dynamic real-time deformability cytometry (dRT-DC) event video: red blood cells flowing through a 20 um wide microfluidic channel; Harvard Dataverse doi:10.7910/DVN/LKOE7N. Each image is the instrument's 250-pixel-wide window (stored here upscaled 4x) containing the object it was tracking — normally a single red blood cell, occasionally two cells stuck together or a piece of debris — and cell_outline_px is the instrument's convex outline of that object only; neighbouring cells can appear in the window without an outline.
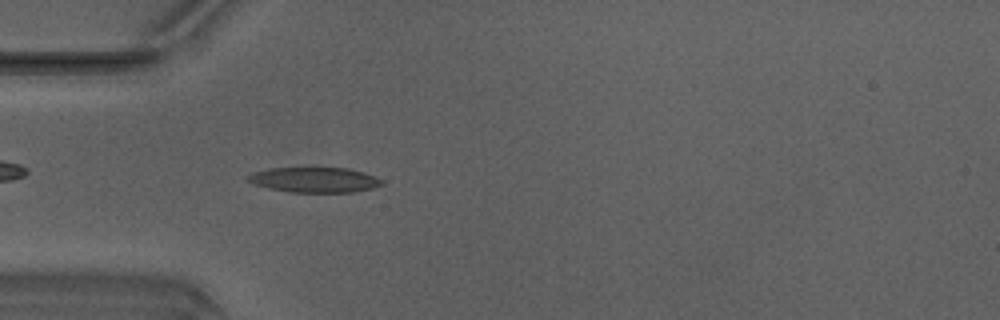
{"species": "Egyptian fruit bat (a non-hibernating species)", "species_latin": "Rousettus aegyptiacus", "temperature_condition": "warm", "stored_images_in_passage": 48, "camera_frame_rate_fps": 3000, "um_per_image_px": 0.085, "animal": {"sex": "male"}, "frame": {"image": 1, "passage_image": 14, "time_ms": 4.333, "image_size_px": [1000, 320], "cell_outline_px": [[384, 184], [372, 188], [352, 192], [288, 192], [268, 188], [252, 184], [244, 180], [244, 176], [268, 168], [348, 168], [364, 172], [384, 180]], "centroid_in_image_um": [26.69, 15.29], "position_along_channel_um": 58.3, "area_um2": 19.83}}
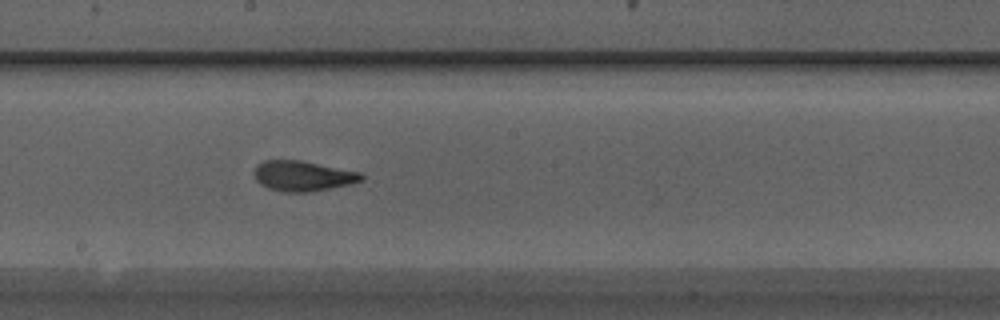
{"frame": {"image": 2, "passage_image": 26, "time_ms": 8.333, "image_size_px": [1000, 320], "cell_outline_px": [[364, 180], [352, 184], [312, 192], [284, 192], [268, 188], [260, 184], [256, 180], [256, 164], [264, 160], [300, 160], [360, 172], [364, 176]], "centroid_in_image_um": [25.77, 14.96], "position_along_channel_um": 222.4, "area_um2": 18.96}}
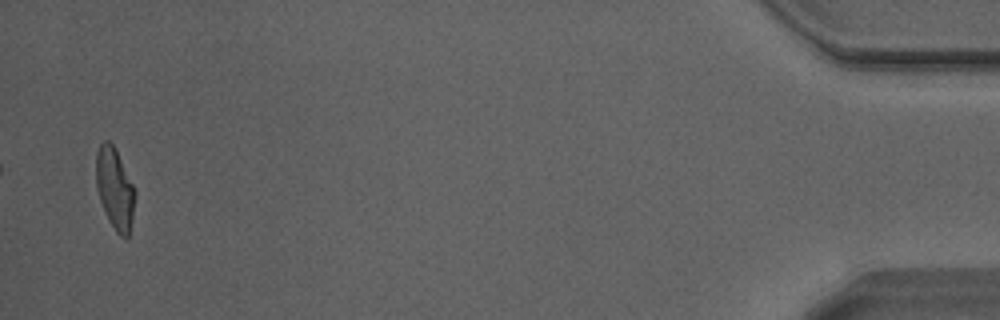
{"frame": {"image": 3, "passage_image": 47, "time_ms": 15.333, "image_size_px": [1000, 320], "cell_outline_px": [[136, 192], [132, 216], [128, 236], [120, 236], [116, 232], [108, 220], [100, 200], [96, 188], [96, 152], [100, 144], [104, 140], [108, 140], [116, 148]], "centroid_in_image_um": [9.74, 15.99], "position_along_channel_um": 425.5, "area_um2": 18.32}, "authors_computed_cell_mechanics": {"area_um2": 18.9584, "velocity_mm_per_s": 4.1942, "shape_relaxation_time_tau1_ms": 4.964, "shape_relaxation_time_tau2_ms": 1.3239, "deformation_change_tau1": 0.2161, "deformation_change_tau2": 0.0914}}